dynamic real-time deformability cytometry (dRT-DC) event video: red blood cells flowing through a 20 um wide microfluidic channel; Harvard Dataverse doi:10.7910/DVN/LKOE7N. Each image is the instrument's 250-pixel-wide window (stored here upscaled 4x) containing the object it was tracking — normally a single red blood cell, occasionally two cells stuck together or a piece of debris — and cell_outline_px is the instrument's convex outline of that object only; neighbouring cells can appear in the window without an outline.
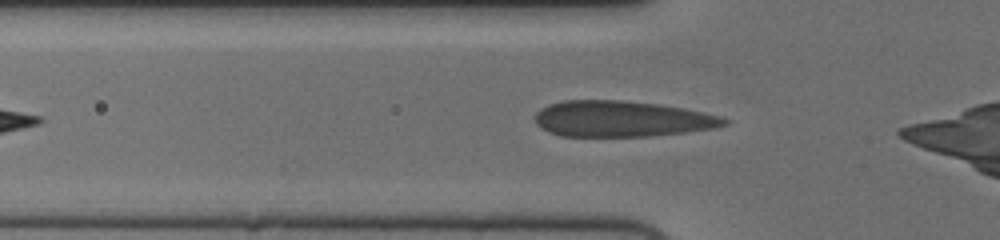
{"species": "human", "species_latin": "Homo sapiens", "temperature_condition": "cold", "stored_images_in_passage": 35, "camera_frame_rate_fps": 3000, "um_per_image_px": 0.085, "donor": {"sex": "female"}, "frame": {"image": 1, "passage_image": 2, "time_ms": 0.333, "image_size_px": [1000, 240], "cell_outline_px": [[728, 124], [716, 128], [652, 136], [560, 136], [548, 132], [540, 128], [536, 124], [536, 112], [540, 108], [548, 104], [564, 100], [624, 100], [656, 104], [680, 108], [720, 116], [728, 120]], "centroid_in_image_um": [52.79, 10.1], "position_along_channel_um": 73.0, "area_um2": 39.54}}
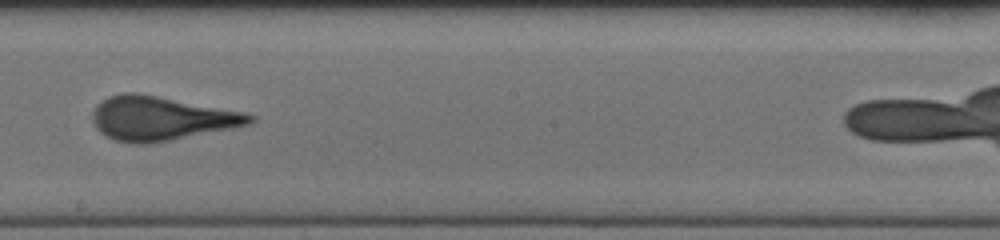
{"frame": {"image": 2, "passage_image": 15, "time_ms": 4.667, "image_size_px": [1000, 240], "cell_outline_px": [[256, 120], [248, 124], [148, 144], [132, 144], [112, 140], [100, 132], [96, 128], [92, 120], [92, 112], [96, 104], [108, 96], [124, 92], [136, 92], [244, 112], [256, 116]], "centroid_in_image_um": [13.6, 10.05], "position_along_channel_um": 234.6, "area_um2": 40.06}}
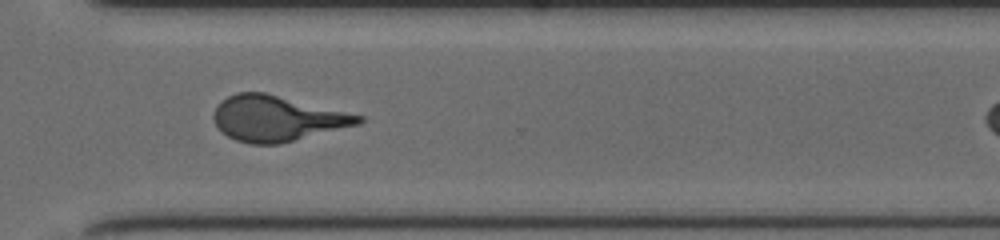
{"frame": {"image": 3, "passage_image": 24, "time_ms": 7.667, "image_size_px": [1000, 240], "cell_outline_px": [[364, 120], [360, 124], [280, 144], [252, 144], [236, 140], [228, 136], [216, 124], [212, 116], [216, 104], [220, 100], [236, 92], [264, 92], [364, 116]], "centroid_in_image_um": [23.53, 10.06], "position_along_channel_um": 347.1, "area_um2": 38.26}, "authors_computed_cell_mechanics": {"area_um2": 38.6104, "velocity_mm_per_s": 3.7334, "shape_relaxation_time_tau1_ms": 6.0445, "shape_relaxation_time_tau2_ms": null, "deformation_change_tau1": 0.2086, "deformation_change_tau2": null}}